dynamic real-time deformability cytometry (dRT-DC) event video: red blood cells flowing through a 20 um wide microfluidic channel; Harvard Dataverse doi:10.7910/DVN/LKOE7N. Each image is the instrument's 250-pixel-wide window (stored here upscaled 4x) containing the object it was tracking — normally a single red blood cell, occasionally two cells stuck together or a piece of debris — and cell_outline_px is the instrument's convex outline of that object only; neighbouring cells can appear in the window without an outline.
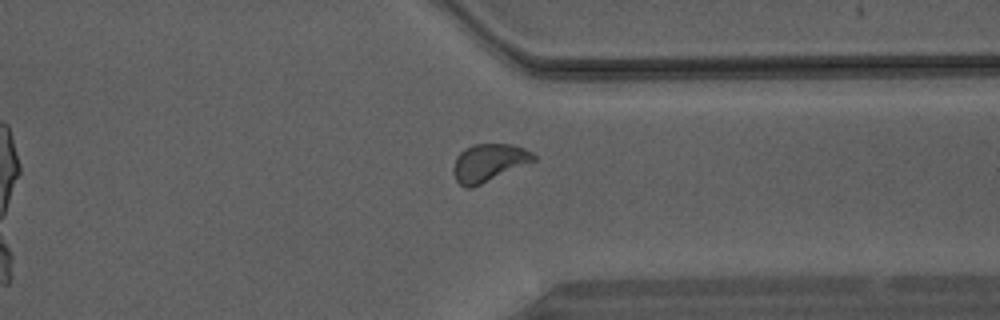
{"species": "Egyptian fruit bat (a non-hibernating species)", "species_latin": "Rousettus aegyptiacus", "temperature_condition": "warm", "stored_images_in_passage": 38, "camera_frame_rate_fps": 3000, "um_per_image_px": 0.085, "animal": {"sex": "male"}, "frame": {"image": 1, "passage_image": 27, "time_ms": 8.667, "image_size_px": [1000, 320], "cell_outline_px": [[536, 160], [472, 188], [464, 188], [456, 180], [452, 172], [452, 168], [456, 156], [464, 148], [472, 144], [512, 144], [524, 148], [532, 152], [536, 156]], "centroid_in_image_um": [41.51, 13.82], "position_along_channel_um": 369.9, "area_um2": 17.74}}